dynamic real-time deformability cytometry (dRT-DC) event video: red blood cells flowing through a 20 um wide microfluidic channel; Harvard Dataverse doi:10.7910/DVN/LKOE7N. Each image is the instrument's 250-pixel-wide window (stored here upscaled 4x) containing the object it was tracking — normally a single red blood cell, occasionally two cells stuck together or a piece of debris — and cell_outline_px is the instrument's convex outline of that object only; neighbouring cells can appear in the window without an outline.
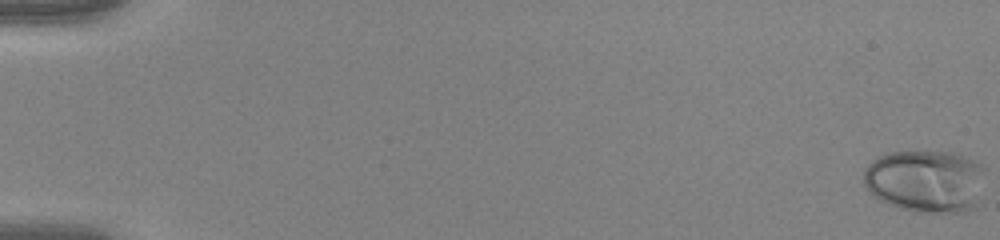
{"species": "human", "species_latin": "Homo sapiens", "temperature_condition": "warm", "stored_images_in_passage": 54, "camera_frame_rate_fps": 3000, "um_per_image_px": 0.085, "donor": {"sex": "female"}, "frame": {"image": 1, "passage_image": 1, "time_ms": 0.0, "image_size_px": [1000, 240], "cell_outline_px": [[984, 172], [972, 208], [968, 212], [916, 212], [900, 208], [888, 204], [880, 200], [864, 184], [864, 168], [872, 160], [880, 156], [892, 152], [956, 152], [976, 160], [984, 164]], "centroid_in_image_um": [78.66, 15.37], "position_along_channel_um": 6.3, "area_um2": 44.04}}
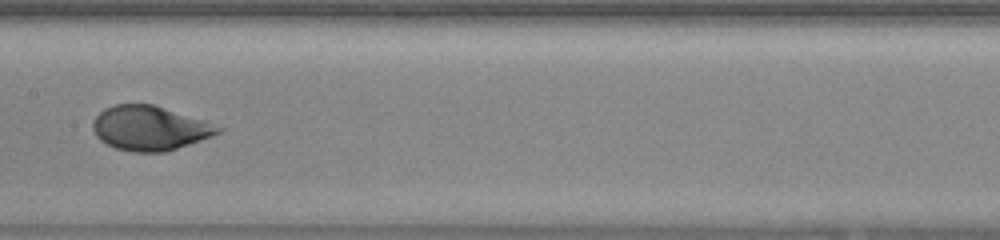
{"frame": {"image": 2, "passage_image": 30, "time_ms": 9.667, "image_size_px": [1000, 240], "cell_outline_px": [[224, 128], [220, 132], [200, 140], [164, 152], [132, 152], [116, 148], [100, 140], [96, 136], [92, 128], [92, 124], [96, 116], [104, 108], [116, 104], [152, 104], [204, 120]], "centroid_in_image_um": [12.7, 10.89], "position_along_channel_um": 194.7, "area_um2": 32.14}}
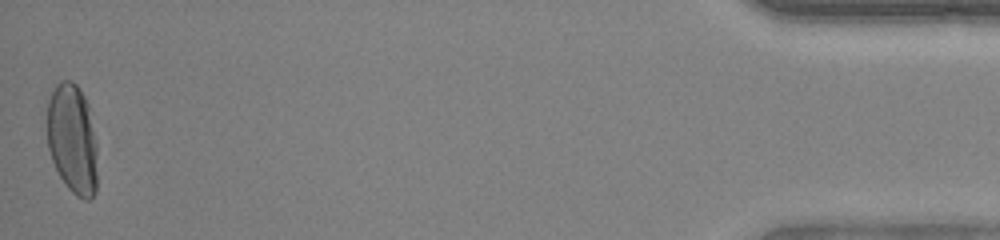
{"frame": {"image": 3, "passage_image": 54, "time_ms": 17.667, "image_size_px": [1000, 240], "cell_outline_px": [[96, 192], [88, 200], [84, 200], [76, 196], [68, 188], [60, 176], [52, 160], [48, 148], [48, 100], [56, 84], [60, 80], [72, 80], [76, 84], [84, 96], [88, 104], [96, 144]], "centroid_in_image_um": [6.15, 11.82], "position_along_channel_um": 429.0, "area_um2": 32.08}, "authors_computed_cell_mechanics": {"area_um2": 32.8304, "velocity_mm_per_s": 3.967, "shape_relaxation_time_tau1_ms": 6.9492, "shape_relaxation_time_tau2_ms": null, "deformation_change_tau1": 0.2759, "deformation_change_tau2": null}}